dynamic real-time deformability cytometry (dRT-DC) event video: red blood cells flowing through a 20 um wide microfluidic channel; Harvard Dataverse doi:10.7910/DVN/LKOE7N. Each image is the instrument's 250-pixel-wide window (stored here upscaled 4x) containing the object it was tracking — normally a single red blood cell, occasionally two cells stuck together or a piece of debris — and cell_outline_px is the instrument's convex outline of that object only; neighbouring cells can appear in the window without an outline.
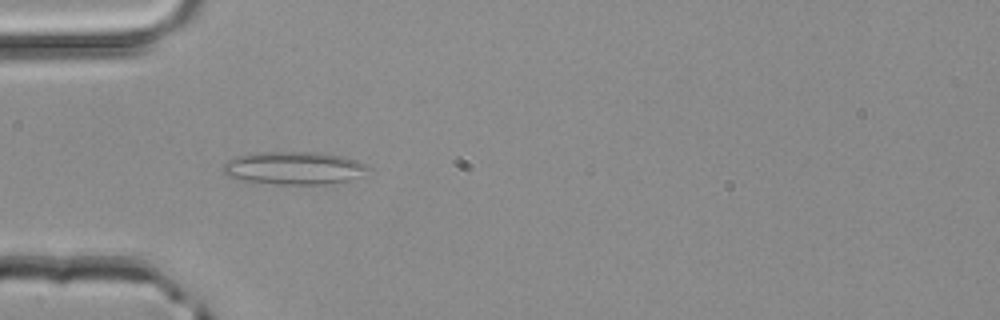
{"species": "common noctule bat (a hibernating species)", "species_latin": "Nyctalus noctula", "temperature_condition": "room temperature", "stored_images_in_passage": 35, "camera_frame_rate_fps": 3000, "um_per_image_px": 0.085, "animal": {"sex": "male", "body_mass_g": 20.4}, "frame": {"image": 1, "passage_image": 8, "time_ms": 2.333, "image_size_px": [1000, 320], "cell_outline_px": [[368, 168], [356, 176], [348, 180], [324, 184], [276, 184], [240, 180], [224, 176], [224, 164], [236, 156], [256, 152], [320, 152], [344, 156], [368, 164]], "centroid_in_image_um": [24.93, 14.27], "position_along_channel_um": 60.1, "area_um2": 27.63}}
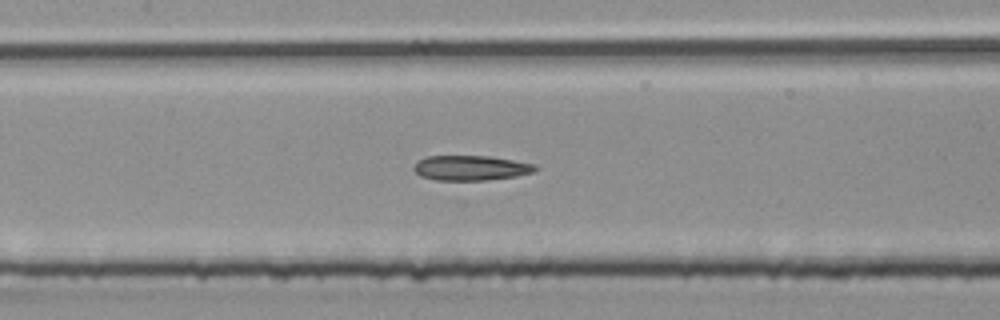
{"frame": {"image": 2, "passage_image": 16, "time_ms": 5.0, "image_size_px": [1000, 320], "cell_outline_px": [[536, 172], [516, 176], [488, 180], [436, 180], [420, 176], [412, 168], [416, 160], [424, 156], [492, 156], [536, 164]], "centroid_in_image_um": [40.0, 14.27], "position_along_channel_um": 167.4, "area_um2": 17.92}}
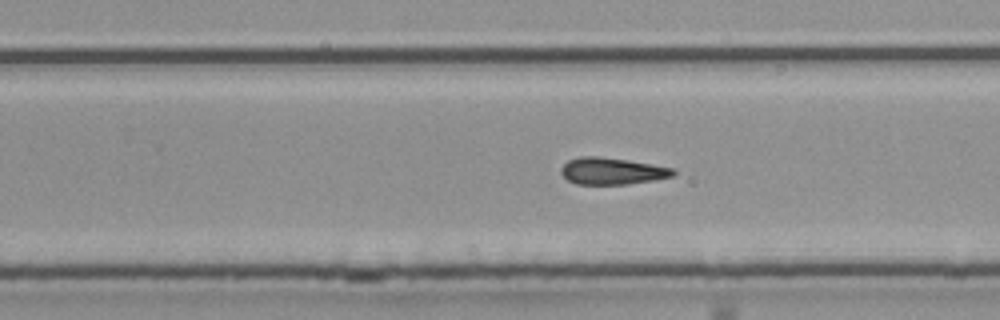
{"frame": {"image": 3, "passage_image": 24, "time_ms": 7.667, "image_size_px": [1000, 320], "cell_outline_px": [[676, 172], [672, 176], [652, 180], [628, 184], [576, 184], [568, 180], [560, 172], [560, 168], [568, 160], [580, 156], [596, 156], [652, 164], [672, 168]], "centroid_in_image_um": [51.98, 14.54], "position_along_channel_um": 277.8, "area_um2": 17.28}, "authors_computed_cell_mechanics": {"area_um2": 17.9758, "velocity_mm_per_s": 4.1572, "shape_relaxation_time_tau1_ms": null, "shape_relaxation_time_tau2_ms": 10.9992, "deformation_change_tau1": null, "deformation_change_tau2": 0.266}}